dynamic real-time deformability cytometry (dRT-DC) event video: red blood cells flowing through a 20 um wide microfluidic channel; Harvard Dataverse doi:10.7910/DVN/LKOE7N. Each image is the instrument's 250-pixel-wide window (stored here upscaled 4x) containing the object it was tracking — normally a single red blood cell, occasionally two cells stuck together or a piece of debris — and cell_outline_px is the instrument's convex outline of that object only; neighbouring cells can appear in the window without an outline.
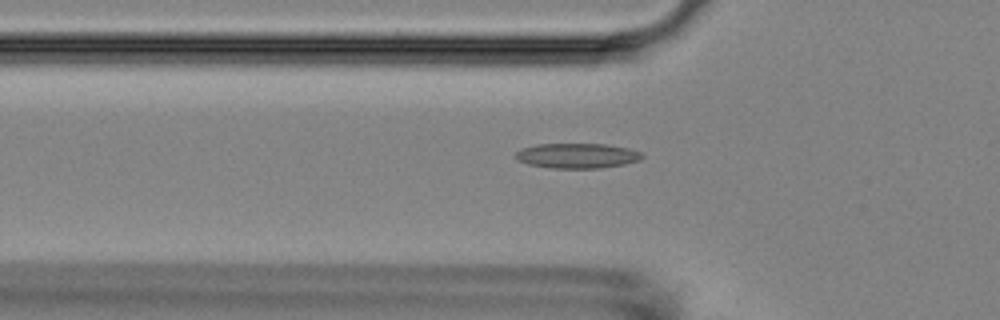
{"species": "Egyptian fruit bat (a non-hibernating species)", "species_latin": "Rousettus aegyptiacus", "temperature_condition": "room temperature", "stored_images_in_passage": 8, "camera_frame_rate_fps": 3000, "um_per_image_px": 0.085, "animal": {"sex": "female"}, "frame": {"image": 1, "passage_image": 7, "time_ms": 8.0, "image_size_px": [1000, 320], "cell_outline_px": [[644, 156], [640, 160], [624, 164], [600, 168], [548, 168], [528, 164], [520, 160], [516, 156], [516, 152], [520, 148], [536, 144], [604, 144], [628, 148], [644, 152]], "centroid_in_image_um": [49.09, 13.23], "position_along_channel_um": 76.7, "area_um2": 18.5}}